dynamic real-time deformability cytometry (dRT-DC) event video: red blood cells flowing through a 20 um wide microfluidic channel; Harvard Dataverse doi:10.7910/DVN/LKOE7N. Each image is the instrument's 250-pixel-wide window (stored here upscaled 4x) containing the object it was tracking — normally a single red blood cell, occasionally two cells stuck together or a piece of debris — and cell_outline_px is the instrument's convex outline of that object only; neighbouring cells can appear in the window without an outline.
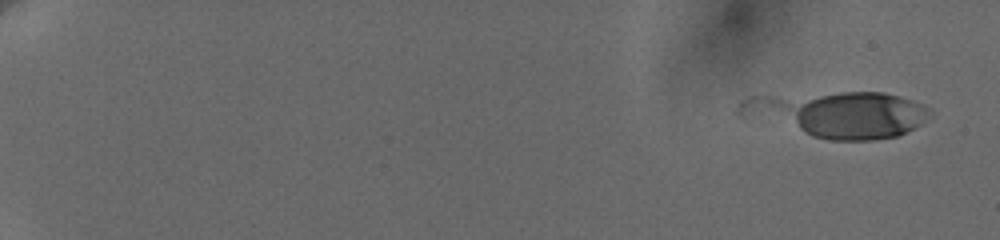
{"species": "human", "species_latin": "Homo sapiens", "temperature_condition": "cold", "stored_images_in_passage": 5, "camera_frame_rate_fps": 3000, "um_per_image_px": 0.085, "donor": {"sex": "female"}, "frame": {"image": 1, "passage_image": 1, "time_ms": 0.0, "image_size_px": [1000, 240], "cell_outline_px": [[932, 112], [920, 124], [896, 136], [876, 140], [828, 140], [812, 136], [736, 112], [740, 100], [748, 96], [840, 92], [884, 92], [912, 100], [924, 104], [932, 108]], "centroid_in_image_um": [71.27, 9.69], "position_along_channel_um": 13.7, "area_um2": 50.46}}